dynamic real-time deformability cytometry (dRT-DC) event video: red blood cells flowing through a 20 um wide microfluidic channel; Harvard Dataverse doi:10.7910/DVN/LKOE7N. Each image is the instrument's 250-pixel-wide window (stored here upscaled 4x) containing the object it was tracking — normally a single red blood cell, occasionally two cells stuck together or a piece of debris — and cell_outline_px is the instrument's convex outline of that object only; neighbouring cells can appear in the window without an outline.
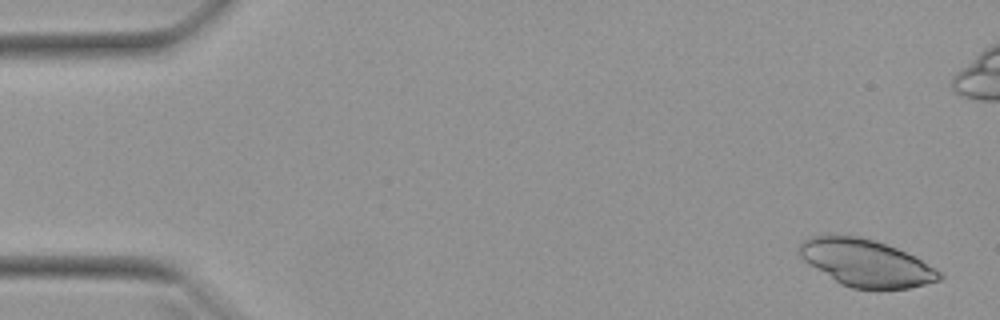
{"species": "Egyptian fruit bat (a non-hibernating species)", "species_latin": "Rousettus aegyptiacus", "temperature_condition": "warm", "stored_images_in_passage": 52, "camera_frame_rate_fps": 3000, "um_per_image_px": 0.085, "animal": {"sex": "female"}, "frame": {"image": 1, "passage_image": 2, "time_ms": 0.333, "image_size_px": [1000, 320], "cell_outline_px": [[944, 276], [940, 280], [908, 288], [880, 292], [852, 288], [840, 284], [808, 264], [800, 256], [800, 240], [808, 236], [856, 236], [872, 240], [896, 248], [936, 268]], "centroid_in_image_um": [73.6, 22.4], "position_along_channel_um": 11.4, "area_um2": 38.49}}